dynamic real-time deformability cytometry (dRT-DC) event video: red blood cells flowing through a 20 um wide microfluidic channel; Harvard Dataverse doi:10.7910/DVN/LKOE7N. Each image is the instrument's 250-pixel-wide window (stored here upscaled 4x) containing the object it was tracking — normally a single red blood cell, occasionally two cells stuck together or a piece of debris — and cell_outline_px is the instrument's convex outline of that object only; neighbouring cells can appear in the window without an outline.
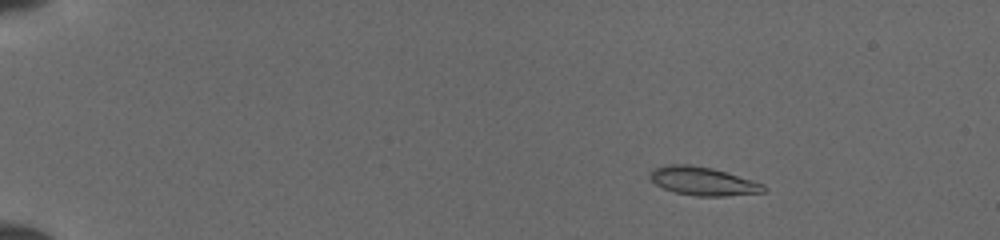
{"species": "common noctule bat (a hibernating species)", "species_latin": "Nyctalus noctula", "temperature_condition": "cold", "stored_images_in_passage": 50, "camera_frame_rate_fps": 3000, "um_per_image_px": 0.085, "animal": {"sex": "female", "body_mass_g": 19.5, "forearm_length_mm": 54.1}, "frame": {"image": 1, "passage_image": 8, "time_ms": 2.333, "image_size_px": [1000, 240], "cell_outline_px": [[768, 188], [764, 192], [724, 196], [696, 196], [676, 192], [664, 188], [656, 184], [648, 176], [648, 172], [652, 168], [668, 164], [692, 164], [712, 168], [752, 180], [764, 184]], "centroid_in_image_um": [59.73, 15.38], "position_along_channel_um": 25.3, "area_um2": 18.9}}
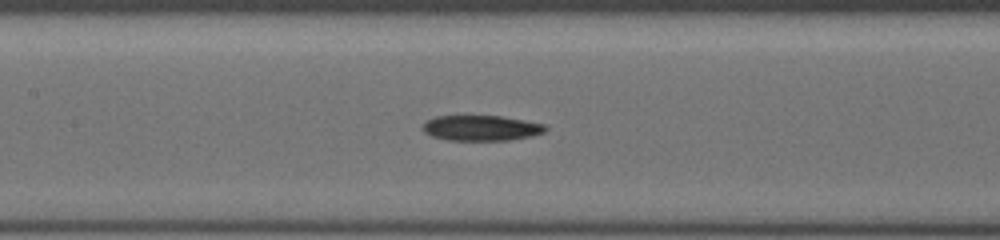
{"frame": {"image": 2, "passage_image": 26, "time_ms": 8.333, "image_size_px": [1000, 240], "cell_outline_px": [[548, 128], [544, 132], [532, 136], [508, 140], [448, 140], [432, 136], [424, 132], [420, 128], [428, 120], [436, 116], [500, 116], [524, 120], [544, 124]], "centroid_in_image_um": [40.9, 10.88], "position_along_channel_um": 166.5, "area_um2": 18.09}}
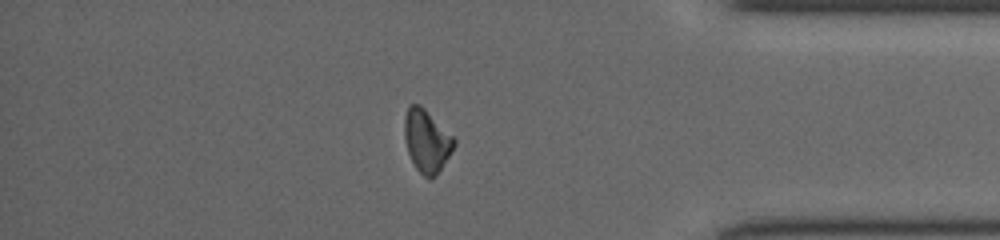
{"frame": {"image": 3, "passage_image": 44, "time_ms": 14.333, "image_size_px": [1000, 240], "cell_outline_px": [[456, 144], [436, 176], [432, 180], [428, 180], [416, 168], [408, 152], [404, 136], [404, 120], [408, 108], [412, 104], [420, 104], [456, 140]], "centroid_in_image_um": [36.27, 12.01], "position_along_channel_um": 398.9, "area_um2": 17.86}}